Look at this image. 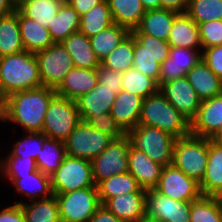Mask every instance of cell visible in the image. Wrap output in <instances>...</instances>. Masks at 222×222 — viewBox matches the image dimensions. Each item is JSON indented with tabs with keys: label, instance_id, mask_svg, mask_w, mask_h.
<instances>
[{
	"label": "cell",
	"instance_id": "cell-30",
	"mask_svg": "<svg viewBox=\"0 0 222 222\" xmlns=\"http://www.w3.org/2000/svg\"><path fill=\"white\" fill-rule=\"evenodd\" d=\"M25 51L18 23V9L10 15L0 17V57Z\"/></svg>",
	"mask_w": 222,
	"mask_h": 222
},
{
	"label": "cell",
	"instance_id": "cell-59",
	"mask_svg": "<svg viewBox=\"0 0 222 222\" xmlns=\"http://www.w3.org/2000/svg\"><path fill=\"white\" fill-rule=\"evenodd\" d=\"M215 198L217 199L218 203H219V206H220V209H221V213H222V191L219 192Z\"/></svg>",
	"mask_w": 222,
	"mask_h": 222
},
{
	"label": "cell",
	"instance_id": "cell-7",
	"mask_svg": "<svg viewBox=\"0 0 222 222\" xmlns=\"http://www.w3.org/2000/svg\"><path fill=\"white\" fill-rule=\"evenodd\" d=\"M53 194L96 186L92 163L84 158L66 156L60 167L50 176Z\"/></svg>",
	"mask_w": 222,
	"mask_h": 222
},
{
	"label": "cell",
	"instance_id": "cell-23",
	"mask_svg": "<svg viewBox=\"0 0 222 222\" xmlns=\"http://www.w3.org/2000/svg\"><path fill=\"white\" fill-rule=\"evenodd\" d=\"M15 187L16 191L30 198L32 201L48 198L53 194L51 178L49 175L43 174L40 170H36L25 176H4Z\"/></svg>",
	"mask_w": 222,
	"mask_h": 222
},
{
	"label": "cell",
	"instance_id": "cell-47",
	"mask_svg": "<svg viewBox=\"0 0 222 222\" xmlns=\"http://www.w3.org/2000/svg\"><path fill=\"white\" fill-rule=\"evenodd\" d=\"M85 122L95 129L112 136L114 139L122 138L126 132L119 126L111 113L97 115L95 118H88Z\"/></svg>",
	"mask_w": 222,
	"mask_h": 222
},
{
	"label": "cell",
	"instance_id": "cell-6",
	"mask_svg": "<svg viewBox=\"0 0 222 222\" xmlns=\"http://www.w3.org/2000/svg\"><path fill=\"white\" fill-rule=\"evenodd\" d=\"M80 122L76 102L56 94L46 111L42 133L64 142Z\"/></svg>",
	"mask_w": 222,
	"mask_h": 222
},
{
	"label": "cell",
	"instance_id": "cell-60",
	"mask_svg": "<svg viewBox=\"0 0 222 222\" xmlns=\"http://www.w3.org/2000/svg\"><path fill=\"white\" fill-rule=\"evenodd\" d=\"M16 6L19 5L23 0H11Z\"/></svg>",
	"mask_w": 222,
	"mask_h": 222
},
{
	"label": "cell",
	"instance_id": "cell-34",
	"mask_svg": "<svg viewBox=\"0 0 222 222\" xmlns=\"http://www.w3.org/2000/svg\"><path fill=\"white\" fill-rule=\"evenodd\" d=\"M25 214L26 222H61L55 194L44 199L18 202Z\"/></svg>",
	"mask_w": 222,
	"mask_h": 222
},
{
	"label": "cell",
	"instance_id": "cell-27",
	"mask_svg": "<svg viewBox=\"0 0 222 222\" xmlns=\"http://www.w3.org/2000/svg\"><path fill=\"white\" fill-rule=\"evenodd\" d=\"M168 43L173 47L202 49L198 25L187 13L175 17Z\"/></svg>",
	"mask_w": 222,
	"mask_h": 222
},
{
	"label": "cell",
	"instance_id": "cell-21",
	"mask_svg": "<svg viewBox=\"0 0 222 222\" xmlns=\"http://www.w3.org/2000/svg\"><path fill=\"white\" fill-rule=\"evenodd\" d=\"M103 205L122 222H136L146 214V192L114 196Z\"/></svg>",
	"mask_w": 222,
	"mask_h": 222
},
{
	"label": "cell",
	"instance_id": "cell-17",
	"mask_svg": "<svg viewBox=\"0 0 222 222\" xmlns=\"http://www.w3.org/2000/svg\"><path fill=\"white\" fill-rule=\"evenodd\" d=\"M121 90L122 88L104 87L98 82L94 88L75 101L81 121L85 122L88 118L110 113L116 95Z\"/></svg>",
	"mask_w": 222,
	"mask_h": 222
},
{
	"label": "cell",
	"instance_id": "cell-56",
	"mask_svg": "<svg viewBox=\"0 0 222 222\" xmlns=\"http://www.w3.org/2000/svg\"><path fill=\"white\" fill-rule=\"evenodd\" d=\"M211 140L222 147V128L211 138Z\"/></svg>",
	"mask_w": 222,
	"mask_h": 222
},
{
	"label": "cell",
	"instance_id": "cell-5",
	"mask_svg": "<svg viewBox=\"0 0 222 222\" xmlns=\"http://www.w3.org/2000/svg\"><path fill=\"white\" fill-rule=\"evenodd\" d=\"M208 160V138L189 134L176 139L172 164L198 183L205 175Z\"/></svg>",
	"mask_w": 222,
	"mask_h": 222
},
{
	"label": "cell",
	"instance_id": "cell-14",
	"mask_svg": "<svg viewBox=\"0 0 222 222\" xmlns=\"http://www.w3.org/2000/svg\"><path fill=\"white\" fill-rule=\"evenodd\" d=\"M159 90L189 122L195 118L201 99L186 76L162 84Z\"/></svg>",
	"mask_w": 222,
	"mask_h": 222
},
{
	"label": "cell",
	"instance_id": "cell-44",
	"mask_svg": "<svg viewBox=\"0 0 222 222\" xmlns=\"http://www.w3.org/2000/svg\"><path fill=\"white\" fill-rule=\"evenodd\" d=\"M131 33L158 63L162 64L168 58L171 48L168 42L147 34H142L137 28L132 30Z\"/></svg>",
	"mask_w": 222,
	"mask_h": 222
},
{
	"label": "cell",
	"instance_id": "cell-46",
	"mask_svg": "<svg viewBox=\"0 0 222 222\" xmlns=\"http://www.w3.org/2000/svg\"><path fill=\"white\" fill-rule=\"evenodd\" d=\"M202 50L222 45V20L198 24Z\"/></svg>",
	"mask_w": 222,
	"mask_h": 222
},
{
	"label": "cell",
	"instance_id": "cell-48",
	"mask_svg": "<svg viewBox=\"0 0 222 222\" xmlns=\"http://www.w3.org/2000/svg\"><path fill=\"white\" fill-rule=\"evenodd\" d=\"M202 60L222 79V45L203 49Z\"/></svg>",
	"mask_w": 222,
	"mask_h": 222
},
{
	"label": "cell",
	"instance_id": "cell-31",
	"mask_svg": "<svg viewBox=\"0 0 222 222\" xmlns=\"http://www.w3.org/2000/svg\"><path fill=\"white\" fill-rule=\"evenodd\" d=\"M114 23L128 28L136 29L145 14L141 0H107Z\"/></svg>",
	"mask_w": 222,
	"mask_h": 222
},
{
	"label": "cell",
	"instance_id": "cell-35",
	"mask_svg": "<svg viewBox=\"0 0 222 222\" xmlns=\"http://www.w3.org/2000/svg\"><path fill=\"white\" fill-rule=\"evenodd\" d=\"M65 0H23L16 8L27 18L48 29L53 16Z\"/></svg>",
	"mask_w": 222,
	"mask_h": 222
},
{
	"label": "cell",
	"instance_id": "cell-4",
	"mask_svg": "<svg viewBox=\"0 0 222 222\" xmlns=\"http://www.w3.org/2000/svg\"><path fill=\"white\" fill-rule=\"evenodd\" d=\"M126 135L135 149L144 152L154 162L164 167L172 164L177 139L174 136L156 127L142 124L129 130Z\"/></svg>",
	"mask_w": 222,
	"mask_h": 222
},
{
	"label": "cell",
	"instance_id": "cell-38",
	"mask_svg": "<svg viewBox=\"0 0 222 222\" xmlns=\"http://www.w3.org/2000/svg\"><path fill=\"white\" fill-rule=\"evenodd\" d=\"M134 36L130 33L100 64L106 68L124 73L133 68Z\"/></svg>",
	"mask_w": 222,
	"mask_h": 222
},
{
	"label": "cell",
	"instance_id": "cell-26",
	"mask_svg": "<svg viewBox=\"0 0 222 222\" xmlns=\"http://www.w3.org/2000/svg\"><path fill=\"white\" fill-rule=\"evenodd\" d=\"M18 23L25 51L37 53L55 43L47 28H44L38 22L25 17L19 10Z\"/></svg>",
	"mask_w": 222,
	"mask_h": 222
},
{
	"label": "cell",
	"instance_id": "cell-36",
	"mask_svg": "<svg viewBox=\"0 0 222 222\" xmlns=\"http://www.w3.org/2000/svg\"><path fill=\"white\" fill-rule=\"evenodd\" d=\"M114 23L107 0H103L80 16L79 31L88 38L97 35Z\"/></svg>",
	"mask_w": 222,
	"mask_h": 222
},
{
	"label": "cell",
	"instance_id": "cell-43",
	"mask_svg": "<svg viewBox=\"0 0 222 222\" xmlns=\"http://www.w3.org/2000/svg\"><path fill=\"white\" fill-rule=\"evenodd\" d=\"M133 68L159 83L161 64L134 37Z\"/></svg>",
	"mask_w": 222,
	"mask_h": 222
},
{
	"label": "cell",
	"instance_id": "cell-28",
	"mask_svg": "<svg viewBox=\"0 0 222 222\" xmlns=\"http://www.w3.org/2000/svg\"><path fill=\"white\" fill-rule=\"evenodd\" d=\"M61 43L70 54L74 67L93 69L100 65L91 47L90 39L80 31L72 33Z\"/></svg>",
	"mask_w": 222,
	"mask_h": 222
},
{
	"label": "cell",
	"instance_id": "cell-24",
	"mask_svg": "<svg viewBox=\"0 0 222 222\" xmlns=\"http://www.w3.org/2000/svg\"><path fill=\"white\" fill-rule=\"evenodd\" d=\"M178 14L179 12L164 8L147 10L137 29L142 34L168 42L170 30Z\"/></svg>",
	"mask_w": 222,
	"mask_h": 222
},
{
	"label": "cell",
	"instance_id": "cell-61",
	"mask_svg": "<svg viewBox=\"0 0 222 222\" xmlns=\"http://www.w3.org/2000/svg\"><path fill=\"white\" fill-rule=\"evenodd\" d=\"M0 173H1V170H2V158H0Z\"/></svg>",
	"mask_w": 222,
	"mask_h": 222
},
{
	"label": "cell",
	"instance_id": "cell-2",
	"mask_svg": "<svg viewBox=\"0 0 222 222\" xmlns=\"http://www.w3.org/2000/svg\"><path fill=\"white\" fill-rule=\"evenodd\" d=\"M39 66L35 53L23 51L0 57V98L42 87Z\"/></svg>",
	"mask_w": 222,
	"mask_h": 222
},
{
	"label": "cell",
	"instance_id": "cell-10",
	"mask_svg": "<svg viewBox=\"0 0 222 222\" xmlns=\"http://www.w3.org/2000/svg\"><path fill=\"white\" fill-rule=\"evenodd\" d=\"M35 55L44 87L56 89L74 68L73 60L61 42H55Z\"/></svg>",
	"mask_w": 222,
	"mask_h": 222
},
{
	"label": "cell",
	"instance_id": "cell-20",
	"mask_svg": "<svg viewBox=\"0 0 222 222\" xmlns=\"http://www.w3.org/2000/svg\"><path fill=\"white\" fill-rule=\"evenodd\" d=\"M142 102L143 98L132 92L121 90L116 95L110 113L126 133L138 125Z\"/></svg>",
	"mask_w": 222,
	"mask_h": 222
},
{
	"label": "cell",
	"instance_id": "cell-53",
	"mask_svg": "<svg viewBox=\"0 0 222 222\" xmlns=\"http://www.w3.org/2000/svg\"><path fill=\"white\" fill-rule=\"evenodd\" d=\"M161 8L174 10L179 13H186L188 0H160Z\"/></svg>",
	"mask_w": 222,
	"mask_h": 222
},
{
	"label": "cell",
	"instance_id": "cell-33",
	"mask_svg": "<svg viewBox=\"0 0 222 222\" xmlns=\"http://www.w3.org/2000/svg\"><path fill=\"white\" fill-rule=\"evenodd\" d=\"M130 33L128 28L113 23L97 35L90 37L91 47L97 59L101 62Z\"/></svg>",
	"mask_w": 222,
	"mask_h": 222
},
{
	"label": "cell",
	"instance_id": "cell-1",
	"mask_svg": "<svg viewBox=\"0 0 222 222\" xmlns=\"http://www.w3.org/2000/svg\"><path fill=\"white\" fill-rule=\"evenodd\" d=\"M56 91L49 87H39L18 91L4 98L5 122H13L28 132H42L44 118Z\"/></svg>",
	"mask_w": 222,
	"mask_h": 222
},
{
	"label": "cell",
	"instance_id": "cell-58",
	"mask_svg": "<svg viewBox=\"0 0 222 222\" xmlns=\"http://www.w3.org/2000/svg\"><path fill=\"white\" fill-rule=\"evenodd\" d=\"M5 122V116H4V99L0 98V123Z\"/></svg>",
	"mask_w": 222,
	"mask_h": 222
},
{
	"label": "cell",
	"instance_id": "cell-19",
	"mask_svg": "<svg viewBox=\"0 0 222 222\" xmlns=\"http://www.w3.org/2000/svg\"><path fill=\"white\" fill-rule=\"evenodd\" d=\"M98 84V70L72 68L55 89L57 95L76 101Z\"/></svg>",
	"mask_w": 222,
	"mask_h": 222
},
{
	"label": "cell",
	"instance_id": "cell-32",
	"mask_svg": "<svg viewBox=\"0 0 222 222\" xmlns=\"http://www.w3.org/2000/svg\"><path fill=\"white\" fill-rule=\"evenodd\" d=\"M97 189L101 205L114 196L133 192H146L145 189L139 186L135 177L129 172L116 174L101 181L97 185Z\"/></svg>",
	"mask_w": 222,
	"mask_h": 222
},
{
	"label": "cell",
	"instance_id": "cell-25",
	"mask_svg": "<svg viewBox=\"0 0 222 222\" xmlns=\"http://www.w3.org/2000/svg\"><path fill=\"white\" fill-rule=\"evenodd\" d=\"M203 196H216L222 191V147L208 139L205 175L199 183Z\"/></svg>",
	"mask_w": 222,
	"mask_h": 222
},
{
	"label": "cell",
	"instance_id": "cell-16",
	"mask_svg": "<svg viewBox=\"0 0 222 222\" xmlns=\"http://www.w3.org/2000/svg\"><path fill=\"white\" fill-rule=\"evenodd\" d=\"M201 59V49L171 46L168 58L161 64L158 86L186 76Z\"/></svg>",
	"mask_w": 222,
	"mask_h": 222
},
{
	"label": "cell",
	"instance_id": "cell-42",
	"mask_svg": "<svg viewBox=\"0 0 222 222\" xmlns=\"http://www.w3.org/2000/svg\"><path fill=\"white\" fill-rule=\"evenodd\" d=\"M23 137L20 141L13 144L10 154L7 156L33 158L36 160L48 137L42 132H28Z\"/></svg>",
	"mask_w": 222,
	"mask_h": 222
},
{
	"label": "cell",
	"instance_id": "cell-50",
	"mask_svg": "<svg viewBox=\"0 0 222 222\" xmlns=\"http://www.w3.org/2000/svg\"><path fill=\"white\" fill-rule=\"evenodd\" d=\"M0 222H26L25 214L18 203L7 206L0 211Z\"/></svg>",
	"mask_w": 222,
	"mask_h": 222
},
{
	"label": "cell",
	"instance_id": "cell-52",
	"mask_svg": "<svg viewBox=\"0 0 222 222\" xmlns=\"http://www.w3.org/2000/svg\"><path fill=\"white\" fill-rule=\"evenodd\" d=\"M82 16L103 0H66Z\"/></svg>",
	"mask_w": 222,
	"mask_h": 222
},
{
	"label": "cell",
	"instance_id": "cell-37",
	"mask_svg": "<svg viewBox=\"0 0 222 222\" xmlns=\"http://www.w3.org/2000/svg\"><path fill=\"white\" fill-rule=\"evenodd\" d=\"M66 156V148L63 141L47 139L35 160L37 169L43 174L51 176L60 167Z\"/></svg>",
	"mask_w": 222,
	"mask_h": 222
},
{
	"label": "cell",
	"instance_id": "cell-15",
	"mask_svg": "<svg viewBox=\"0 0 222 222\" xmlns=\"http://www.w3.org/2000/svg\"><path fill=\"white\" fill-rule=\"evenodd\" d=\"M222 128V94L201 101L190 134L211 139Z\"/></svg>",
	"mask_w": 222,
	"mask_h": 222
},
{
	"label": "cell",
	"instance_id": "cell-57",
	"mask_svg": "<svg viewBox=\"0 0 222 222\" xmlns=\"http://www.w3.org/2000/svg\"><path fill=\"white\" fill-rule=\"evenodd\" d=\"M136 222H161L158 219L149 216L148 214L143 215L141 218H139Z\"/></svg>",
	"mask_w": 222,
	"mask_h": 222
},
{
	"label": "cell",
	"instance_id": "cell-55",
	"mask_svg": "<svg viewBox=\"0 0 222 222\" xmlns=\"http://www.w3.org/2000/svg\"><path fill=\"white\" fill-rule=\"evenodd\" d=\"M142 6L147 10L161 9L160 0H141Z\"/></svg>",
	"mask_w": 222,
	"mask_h": 222
},
{
	"label": "cell",
	"instance_id": "cell-45",
	"mask_svg": "<svg viewBox=\"0 0 222 222\" xmlns=\"http://www.w3.org/2000/svg\"><path fill=\"white\" fill-rule=\"evenodd\" d=\"M38 170L33 158L7 156L2 159V176H25Z\"/></svg>",
	"mask_w": 222,
	"mask_h": 222
},
{
	"label": "cell",
	"instance_id": "cell-41",
	"mask_svg": "<svg viewBox=\"0 0 222 222\" xmlns=\"http://www.w3.org/2000/svg\"><path fill=\"white\" fill-rule=\"evenodd\" d=\"M189 222H222V213L215 196H201L191 201Z\"/></svg>",
	"mask_w": 222,
	"mask_h": 222
},
{
	"label": "cell",
	"instance_id": "cell-12",
	"mask_svg": "<svg viewBox=\"0 0 222 222\" xmlns=\"http://www.w3.org/2000/svg\"><path fill=\"white\" fill-rule=\"evenodd\" d=\"M154 189L178 201H194L202 196L199 183L186 176L173 164L163 167L161 177Z\"/></svg>",
	"mask_w": 222,
	"mask_h": 222
},
{
	"label": "cell",
	"instance_id": "cell-40",
	"mask_svg": "<svg viewBox=\"0 0 222 222\" xmlns=\"http://www.w3.org/2000/svg\"><path fill=\"white\" fill-rule=\"evenodd\" d=\"M186 13L197 25L222 20V0H188Z\"/></svg>",
	"mask_w": 222,
	"mask_h": 222
},
{
	"label": "cell",
	"instance_id": "cell-13",
	"mask_svg": "<svg viewBox=\"0 0 222 222\" xmlns=\"http://www.w3.org/2000/svg\"><path fill=\"white\" fill-rule=\"evenodd\" d=\"M191 201H178L155 189L146 190V214L161 222H189Z\"/></svg>",
	"mask_w": 222,
	"mask_h": 222
},
{
	"label": "cell",
	"instance_id": "cell-49",
	"mask_svg": "<svg viewBox=\"0 0 222 222\" xmlns=\"http://www.w3.org/2000/svg\"><path fill=\"white\" fill-rule=\"evenodd\" d=\"M98 82L108 88H122V73L106 68L101 64L97 67Z\"/></svg>",
	"mask_w": 222,
	"mask_h": 222
},
{
	"label": "cell",
	"instance_id": "cell-51",
	"mask_svg": "<svg viewBox=\"0 0 222 222\" xmlns=\"http://www.w3.org/2000/svg\"><path fill=\"white\" fill-rule=\"evenodd\" d=\"M89 222H122L111 211H109L104 205H101Z\"/></svg>",
	"mask_w": 222,
	"mask_h": 222
},
{
	"label": "cell",
	"instance_id": "cell-39",
	"mask_svg": "<svg viewBox=\"0 0 222 222\" xmlns=\"http://www.w3.org/2000/svg\"><path fill=\"white\" fill-rule=\"evenodd\" d=\"M122 90L132 92L145 99L159 90L158 83L135 68L122 73Z\"/></svg>",
	"mask_w": 222,
	"mask_h": 222
},
{
	"label": "cell",
	"instance_id": "cell-8",
	"mask_svg": "<svg viewBox=\"0 0 222 222\" xmlns=\"http://www.w3.org/2000/svg\"><path fill=\"white\" fill-rule=\"evenodd\" d=\"M61 222H89L101 206L97 186L55 194Z\"/></svg>",
	"mask_w": 222,
	"mask_h": 222
},
{
	"label": "cell",
	"instance_id": "cell-54",
	"mask_svg": "<svg viewBox=\"0 0 222 222\" xmlns=\"http://www.w3.org/2000/svg\"><path fill=\"white\" fill-rule=\"evenodd\" d=\"M16 5L11 0H0V17H4L13 13Z\"/></svg>",
	"mask_w": 222,
	"mask_h": 222
},
{
	"label": "cell",
	"instance_id": "cell-29",
	"mask_svg": "<svg viewBox=\"0 0 222 222\" xmlns=\"http://www.w3.org/2000/svg\"><path fill=\"white\" fill-rule=\"evenodd\" d=\"M79 27L80 15L65 0L49 23L48 31L54 42H62L72 33L78 32Z\"/></svg>",
	"mask_w": 222,
	"mask_h": 222
},
{
	"label": "cell",
	"instance_id": "cell-18",
	"mask_svg": "<svg viewBox=\"0 0 222 222\" xmlns=\"http://www.w3.org/2000/svg\"><path fill=\"white\" fill-rule=\"evenodd\" d=\"M163 167L130 144L128 172L135 177L142 189L150 190L157 186Z\"/></svg>",
	"mask_w": 222,
	"mask_h": 222
},
{
	"label": "cell",
	"instance_id": "cell-3",
	"mask_svg": "<svg viewBox=\"0 0 222 222\" xmlns=\"http://www.w3.org/2000/svg\"><path fill=\"white\" fill-rule=\"evenodd\" d=\"M138 124L156 127L177 139L190 134V122L160 90L143 99Z\"/></svg>",
	"mask_w": 222,
	"mask_h": 222
},
{
	"label": "cell",
	"instance_id": "cell-11",
	"mask_svg": "<svg viewBox=\"0 0 222 222\" xmlns=\"http://www.w3.org/2000/svg\"><path fill=\"white\" fill-rule=\"evenodd\" d=\"M130 140L127 135L114 139L92 163L93 179L96 186L116 174L128 172Z\"/></svg>",
	"mask_w": 222,
	"mask_h": 222
},
{
	"label": "cell",
	"instance_id": "cell-9",
	"mask_svg": "<svg viewBox=\"0 0 222 222\" xmlns=\"http://www.w3.org/2000/svg\"><path fill=\"white\" fill-rule=\"evenodd\" d=\"M114 138L89 123L81 121L64 141L66 154L70 157L92 161L107 148Z\"/></svg>",
	"mask_w": 222,
	"mask_h": 222
},
{
	"label": "cell",
	"instance_id": "cell-22",
	"mask_svg": "<svg viewBox=\"0 0 222 222\" xmlns=\"http://www.w3.org/2000/svg\"><path fill=\"white\" fill-rule=\"evenodd\" d=\"M186 78L201 101L222 94V79L202 59L186 73Z\"/></svg>",
	"mask_w": 222,
	"mask_h": 222
}]
</instances>
